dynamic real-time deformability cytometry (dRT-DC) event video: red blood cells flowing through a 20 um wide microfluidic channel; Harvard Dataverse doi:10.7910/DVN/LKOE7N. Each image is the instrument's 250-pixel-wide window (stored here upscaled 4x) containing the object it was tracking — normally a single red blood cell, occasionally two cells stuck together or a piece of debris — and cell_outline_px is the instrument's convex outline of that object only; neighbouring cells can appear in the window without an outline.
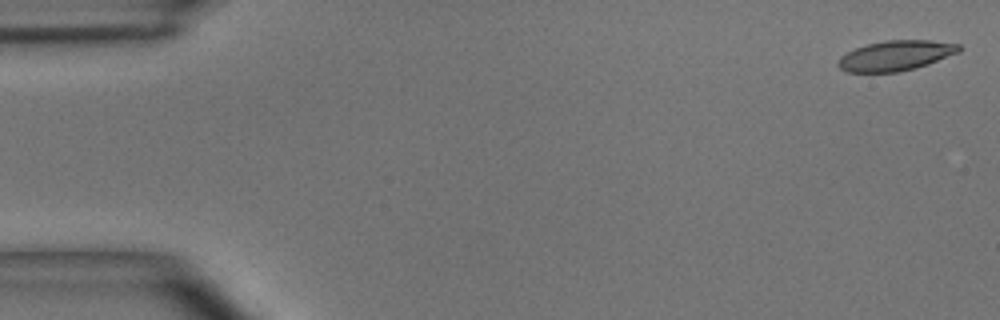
{"species": "common noctule bat (a hibernating species)", "species_latin": "Nyctalus noctula", "temperature_condition": "room temperature", "stored_images_in_passage": 46, "camera_frame_rate_fps": 3000, "um_per_image_px": 0.085, "animal": {"sex": "male", "body_mass_g": 15.6}, "frame": {"image": 1, "passage_image": 1, "time_ms": 0.0, "image_size_px": [1000, 320], "cell_outline_px": [[964, 48], [960, 52], [928, 64], [896, 72], [844, 72], [836, 64], [840, 56], [856, 48], [868, 44], [884, 40], [928, 40], [960, 44]], "centroid_in_image_um": [76.14, 4.72], "position_along_channel_um": 8.9, "area_um2": 21.21}}
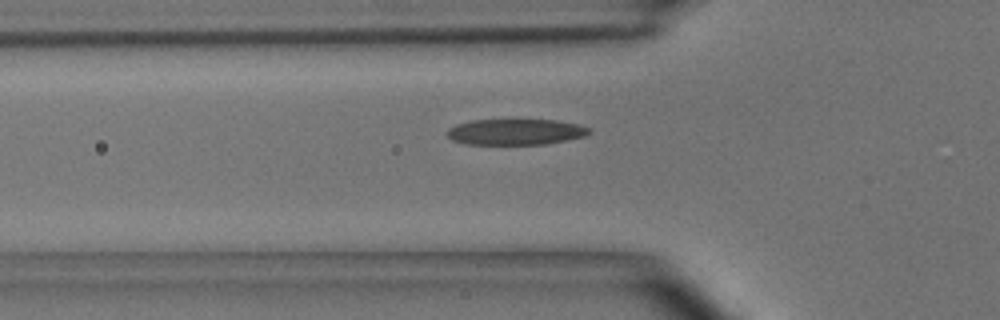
{"frame": {"image": 2, "passage_image": 16, "time_ms": 5.0, "image_size_px": [1000, 320], "cell_outline_px": [[592, 132], [584, 136], [568, 140], [544, 144], [464, 144], [452, 140], [444, 132], [448, 128], [456, 124], [472, 120], [556, 120], [580, 124], [592, 128]], "centroid_in_image_um": [43.83, 11.21], "position_along_channel_um": 82.0, "area_um2": 21.68}}
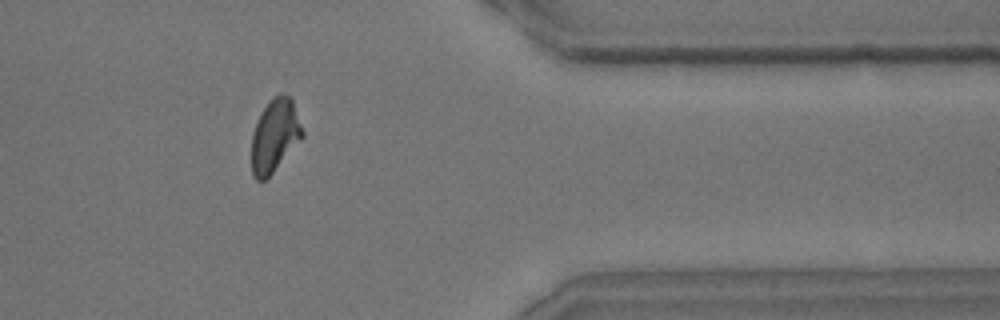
{"frame": {"image": 3, "passage_image": 40, "time_ms": 13.0, "image_size_px": [1000, 320], "cell_outline_px": [[304, 136], [272, 172], [264, 180], [256, 180], [252, 176], [252, 132], [264, 108], [272, 96], [280, 92], [284, 92], [292, 100], [304, 132]], "centroid_in_image_um": [23.36, 11.5], "position_along_channel_um": 388.0, "area_um2": 21.33}, "authors_computed_cell_mechanics": {"area_um2": 21.8773, "velocity_mm_per_s": 4.046, "shape_relaxation_time_tau1_ms": 3.398, "shape_relaxation_time_tau2_ms": 2.4619, "deformation_change_tau1": 0.1593, "deformation_change_tau2": 0.1064}}